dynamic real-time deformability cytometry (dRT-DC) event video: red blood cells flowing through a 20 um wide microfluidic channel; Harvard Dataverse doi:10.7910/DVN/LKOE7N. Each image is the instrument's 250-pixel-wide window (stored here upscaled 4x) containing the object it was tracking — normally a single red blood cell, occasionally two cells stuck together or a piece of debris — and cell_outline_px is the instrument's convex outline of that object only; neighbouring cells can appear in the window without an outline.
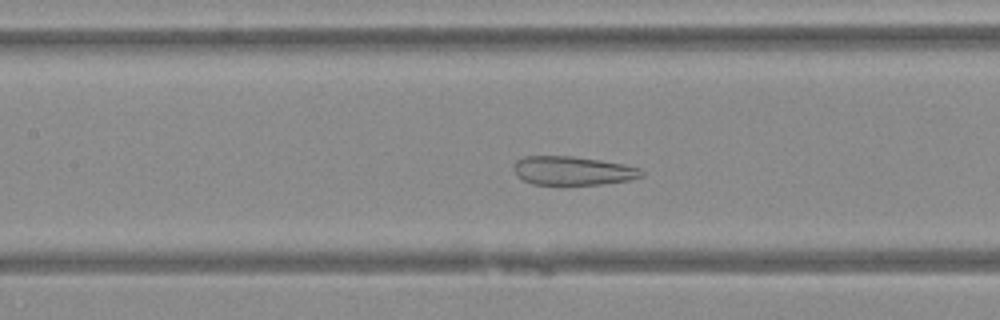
{"species": "Egyptian fruit bat (a non-hibernating species)", "species_latin": "Rousettus aegyptiacus", "temperature_condition": "warm", "stored_images_in_passage": 45, "camera_frame_rate_fps": 3000, "um_per_image_px": 0.085, "animal": {"sex": "female"}, "frame": {"image": 1, "passage_image": 18, "time_ms": 5.667, "image_size_px": [1000, 320], "cell_outline_px": [[644, 176], [628, 180], [600, 184], [564, 188], [532, 184], [516, 176], [512, 168], [516, 160], [524, 156], [572, 156], [600, 160], [624, 164], [640, 168], [644, 172]], "centroid_in_image_um": [48.64, 14.56], "position_along_channel_um": 158.8, "area_um2": 22.43}}
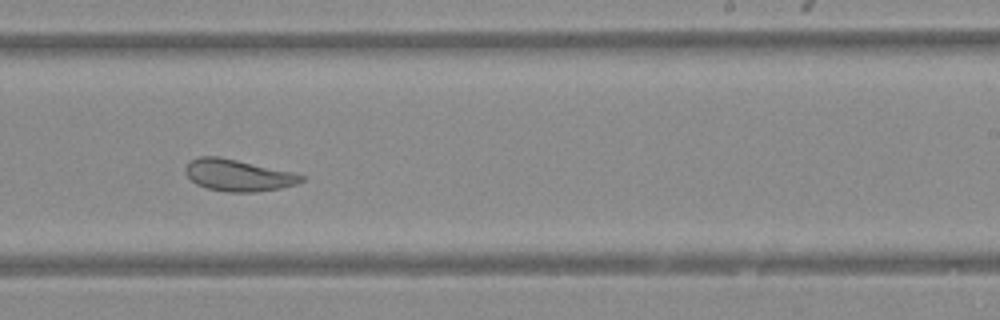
{"frame": {"image": 2, "passage_image": 26, "time_ms": 8.333, "image_size_px": [1000, 320], "cell_outline_px": [[304, 180], [296, 184], [280, 188], [256, 192], [228, 192], [208, 188], [196, 184], [188, 176], [184, 168], [188, 160], [200, 156], [220, 156], [292, 172], [304, 176]], "centroid_in_image_um": [20.2, 14.88], "position_along_channel_um": 268.8, "area_um2": 21.39}}
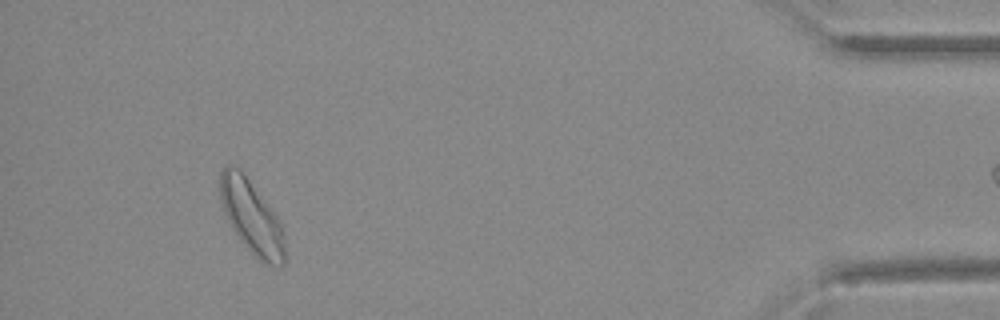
{"frame": {"image": 3, "passage_image": 41, "time_ms": 13.333, "image_size_px": [1000, 320], "cell_outline_px": [[284, 264], [280, 268], [268, 264], [260, 260], [240, 240], [228, 220], [224, 212], [220, 200], [220, 172], [224, 168], [240, 168], [280, 220], [284, 232]], "centroid_in_image_um": [21.41, 18.47], "position_along_channel_um": 413.8, "area_um2": 27.22}}